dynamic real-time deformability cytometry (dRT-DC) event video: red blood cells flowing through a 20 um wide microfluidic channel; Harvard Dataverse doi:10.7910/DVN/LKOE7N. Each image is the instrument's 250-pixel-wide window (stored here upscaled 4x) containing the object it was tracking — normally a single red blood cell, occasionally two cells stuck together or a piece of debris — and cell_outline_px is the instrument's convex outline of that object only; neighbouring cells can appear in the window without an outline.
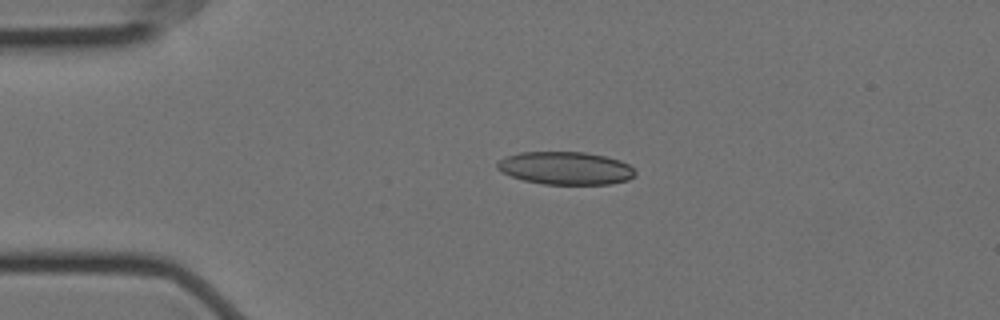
{"species": "Egyptian fruit bat (a non-hibernating species)", "species_latin": "Rousettus aegyptiacus", "temperature_condition": "cold", "stored_images_in_passage": 4, "camera_frame_rate_fps": 3000, "um_per_image_px": 0.085, "animal": {"sex": "female"}, "frame": {"image": 1, "passage_image": 3, "time_ms": 0.667, "image_size_px": [1000, 320], "cell_outline_px": [[636, 172], [628, 180], [608, 184], [544, 184], [524, 180], [500, 172], [496, 168], [496, 164], [500, 160], [508, 156], [520, 152], [584, 152], [604, 156], [620, 160], [628, 164]], "centroid_in_image_um": [48.05, 14.29], "position_along_channel_um": 36.9, "area_um2": 26.24}}